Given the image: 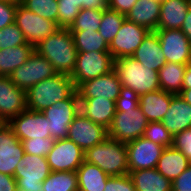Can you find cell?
<instances>
[{
  "mask_svg": "<svg viewBox=\"0 0 191 191\" xmlns=\"http://www.w3.org/2000/svg\"><path fill=\"white\" fill-rule=\"evenodd\" d=\"M191 6V0H164L161 3L157 30L181 29Z\"/></svg>",
  "mask_w": 191,
  "mask_h": 191,
  "instance_id": "cell-24",
  "label": "cell"
},
{
  "mask_svg": "<svg viewBox=\"0 0 191 191\" xmlns=\"http://www.w3.org/2000/svg\"><path fill=\"white\" fill-rule=\"evenodd\" d=\"M149 121L138 108L116 109L113 121L108 128V137L127 143L143 136Z\"/></svg>",
  "mask_w": 191,
  "mask_h": 191,
  "instance_id": "cell-5",
  "label": "cell"
},
{
  "mask_svg": "<svg viewBox=\"0 0 191 191\" xmlns=\"http://www.w3.org/2000/svg\"><path fill=\"white\" fill-rule=\"evenodd\" d=\"M138 0H109V9L127 15Z\"/></svg>",
  "mask_w": 191,
  "mask_h": 191,
  "instance_id": "cell-45",
  "label": "cell"
},
{
  "mask_svg": "<svg viewBox=\"0 0 191 191\" xmlns=\"http://www.w3.org/2000/svg\"><path fill=\"white\" fill-rule=\"evenodd\" d=\"M80 112L92 122L108 129L116 113L115 101L108 98H79Z\"/></svg>",
  "mask_w": 191,
  "mask_h": 191,
  "instance_id": "cell-20",
  "label": "cell"
},
{
  "mask_svg": "<svg viewBox=\"0 0 191 191\" xmlns=\"http://www.w3.org/2000/svg\"><path fill=\"white\" fill-rule=\"evenodd\" d=\"M58 27L70 28L81 9L106 10L109 0H57Z\"/></svg>",
  "mask_w": 191,
  "mask_h": 191,
  "instance_id": "cell-22",
  "label": "cell"
},
{
  "mask_svg": "<svg viewBox=\"0 0 191 191\" xmlns=\"http://www.w3.org/2000/svg\"><path fill=\"white\" fill-rule=\"evenodd\" d=\"M55 139L53 137L47 138H32L21 140L24 152L26 154L37 155L41 157H47L48 153L51 151Z\"/></svg>",
  "mask_w": 191,
  "mask_h": 191,
  "instance_id": "cell-39",
  "label": "cell"
},
{
  "mask_svg": "<svg viewBox=\"0 0 191 191\" xmlns=\"http://www.w3.org/2000/svg\"><path fill=\"white\" fill-rule=\"evenodd\" d=\"M7 124L19 140L50 137L48 119L42 111L25 110L12 117Z\"/></svg>",
  "mask_w": 191,
  "mask_h": 191,
  "instance_id": "cell-14",
  "label": "cell"
},
{
  "mask_svg": "<svg viewBox=\"0 0 191 191\" xmlns=\"http://www.w3.org/2000/svg\"><path fill=\"white\" fill-rule=\"evenodd\" d=\"M34 50L30 43L0 50V76L9 77L29 59Z\"/></svg>",
  "mask_w": 191,
  "mask_h": 191,
  "instance_id": "cell-30",
  "label": "cell"
},
{
  "mask_svg": "<svg viewBox=\"0 0 191 191\" xmlns=\"http://www.w3.org/2000/svg\"><path fill=\"white\" fill-rule=\"evenodd\" d=\"M115 105L116 109L138 108L139 95L132 89L121 86Z\"/></svg>",
  "mask_w": 191,
  "mask_h": 191,
  "instance_id": "cell-41",
  "label": "cell"
},
{
  "mask_svg": "<svg viewBox=\"0 0 191 191\" xmlns=\"http://www.w3.org/2000/svg\"><path fill=\"white\" fill-rule=\"evenodd\" d=\"M75 90L71 77L68 74L58 73L26 91L27 110L43 111L56 102L67 99Z\"/></svg>",
  "mask_w": 191,
  "mask_h": 191,
  "instance_id": "cell-2",
  "label": "cell"
},
{
  "mask_svg": "<svg viewBox=\"0 0 191 191\" xmlns=\"http://www.w3.org/2000/svg\"><path fill=\"white\" fill-rule=\"evenodd\" d=\"M7 1H13V2L20 4L23 0H7Z\"/></svg>",
  "mask_w": 191,
  "mask_h": 191,
  "instance_id": "cell-50",
  "label": "cell"
},
{
  "mask_svg": "<svg viewBox=\"0 0 191 191\" xmlns=\"http://www.w3.org/2000/svg\"><path fill=\"white\" fill-rule=\"evenodd\" d=\"M179 95L191 105V89H182Z\"/></svg>",
  "mask_w": 191,
  "mask_h": 191,
  "instance_id": "cell-49",
  "label": "cell"
},
{
  "mask_svg": "<svg viewBox=\"0 0 191 191\" xmlns=\"http://www.w3.org/2000/svg\"><path fill=\"white\" fill-rule=\"evenodd\" d=\"M125 19V15L115 10L106 9L103 11V16L98 31L108 44H110L114 39Z\"/></svg>",
  "mask_w": 191,
  "mask_h": 191,
  "instance_id": "cell-34",
  "label": "cell"
},
{
  "mask_svg": "<svg viewBox=\"0 0 191 191\" xmlns=\"http://www.w3.org/2000/svg\"><path fill=\"white\" fill-rule=\"evenodd\" d=\"M172 147L181 151L191 162V128L174 135Z\"/></svg>",
  "mask_w": 191,
  "mask_h": 191,
  "instance_id": "cell-42",
  "label": "cell"
},
{
  "mask_svg": "<svg viewBox=\"0 0 191 191\" xmlns=\"http://www.w3.org/2000/svg\"><path fill=\"white\" fill-rule=\"evenodd\" d=\"M121 82L118 75L113 69L107 74L94 78L89 81H84L77 88L79 98H108L116 101L119 96Z\"/></svg>",
  "mask_w": 191,
  "mask_h": 191,
  "instance_id": "cell-19",
  "label": "cell"
},
{
  "mask_svg": "<svg viewBox=\"0 0 191 191\" xmlns=\"http://www.w3.org/2000/svg\"><path fill=\"white\" fill-rule=\"evenodd\" d=\"M33 13L51 20L58 25V2L57 0H23L20 3Z\"/></svg>",
  "mask_w": 191,
  "mask_h": 191,
  "instance_id": "cell-35",
  "label": "cell"
},
{
  "mask_svg": "<svg viewBox=\"0 0 191 191\" xmlns=\"http://www.w3.org/2000/svg\"><path fill=\"white\" fill-rule=\"evenodd\" d=\"M161 122L173 136L191 128V105L180 95H174Z\"/></svg>",
  "mask_w": 191,
  "mask_h": 191,
  "instance_id": "cell-21",
  "label": "cell"
},
{
  "mask_svg": "<svg viewBox=\"0 0 191 191\" xmlns=\"http://www.w3.org/2000/svg\"><path fill=\"white\" fill-rule=\"evenodd\" d=\"M103 16L102 10L81 9L69 28L70 31H98Z\"/></svg>",
  "mask_w": 191,
  "mask_h": 191,
  "instance_id": "cell-36",
  "label": "cell"
},
{
  "mask_svg": "<svg viewBox=\"0 0 191 191\" xmlns=\"http://www.w3.org/2000/svg\"><path fill=\"white\" fill-rule=\"evenodd\" d=\"M0 191H17V182L14 176L0 173Z\"/></svg>",
  "mask_w": 191,
  "mask_h": 191,
  "instance_id": "cell-46",
  "label": "cell"
},
{
  "mask_svg": "<svg viewBox=\"0 0 191 191\" xmlns=\"http://www.w3.org/2000/svg\"><path fill=\"white\" fill-rule=\"evenodd\" d=\"M51 172L46 157L25 153L14 172L17 189L22 191H43V181Z\"/></svg>",
  "mask_w": 191,
  "mask_h": 191,
  "instance_id": "cell-6",
  "label": "cell"
},
{
  "mask_svg": "<svg viewBox=\"0 0 191 191\" xmlns=\"http://www.w3.org/2000/svg\"><path fill=\"white\" fill-rule=\"evenodd\" d=\"M161 3L156 0H138L125 16L127 20L156 31L160 17Z\"/></svg>",
  "mask_w": 191,
  "mask_h": 191,
  "instance_id": "cell-26",
  "label": "cell"
},
{
  "mask_svg": "<svg viewBox=\"0 0 191 191\" xmlns=\"http://www.w3.org/2000/svg\"><path fill=\"white\" fill-rule=\"evenodd\" d=\"M174 94L163 90L149 92L139 96V106L149 122H161Z\"/></svg>",
  "mask_w": 191,
  "mask_h": 191,
  "instance_id": "cell-25",
  "label": "cell"
},
{
  "mask_svg": "<svg viewBox=\"0 0 191 191\" xmlns=\"http://www.w3.org/2000/svg\"><path fill=\"white\" fill-rule=\"evenodd\" d=\"M149 32L147 28L125 19L109 44V52L113 59L131 57Z\"/></svg>",
  "mask_w": 191,
  "mask_h": 191,
  "instance_id": "cell-11",
  "label": "cell"
},
{
  "mask_svg": "<svg viewBox=\"0 0 191 191\" xmlns=\"http://www.w3.org/2000/svg\"><path fill=\"white\" fill-rule=\"evenodd\" d=\"M42 57L46 58L58 73L70 75L77 60L78 51L69 28H59L35 46Z\"/></svg>",
  "mask_w": 191,
  "mask_h": 191,
  "instance_id": "cell-1",
  "label": "cell"
},
{
  "mask_svg": "<svg viewBox=\"0 0 191 191\" xmlns=\"http://www.w3.org/2000/svg\"><path fill=\"white\" fill-rule=\"evenodd\" d=\"M103 191H136L133 180L129 174L122 176H109Z\"/></svg>",
  "mask_w": 191,
  "mask_h": 191,
  "instance_id": "cell-40",
  "label": "cell"
},
{
  "mask_svg": "<svg viewBox=\"0 0 191 191\" xmlns=\"http://www.w3.org/2000/svg\"><path fill=\"white\" fill-rule=\"evenodd\" d=\"M17 5L13 1H0V29L14 23Z\"/></svg>",
  "mask_w": 191,
  "mask_h": 191,
  "instance_id": "cell-43",
  "label": "cell"
},
{
  "mask_svg": "<svg viewBox=\"0 0 191 191\" xmlns=\"http://www.w3.org/2000/svg\"><path fill=\"white\" fill-rule=\"evenodd\" d=\"M142 137L165 148L172 147L173 144V135L167 130L162 122H149Z\"/></svg>",
  "mask_w": 191,
  "mask_h": 191,
  "instance_id": "cell-37",
  "label": "cell"
},
{
  "mask_svg": "<svg viewBox=\"0 0 191 191\" xmlns=\"http://www.w3.org/2000/svg\"><path fill=\"white\" fill-rule=\"evenodd\" d=\"M24 154L23 145L12 128L0 122V173L14 176L15 168Z\"/></svg>",
  "mask_w": 191,
  "mask_h": 191,
  "instance_id": "cell-17",
  "label": "cell"
},
{
  "mask_svg": "<svg viewBox=\"0 0 191 191\" xmlns=\"http://www.w3.org/2000/svg\"><path fill=\"white\" fill-rule=\"evenodd\" d=\"M80 112V102L77 90L67 99L56 102L44 109L42 113L48 119L50 137L55 140L66 139L68 128Z\"/></svg>",
  "mask_w": 191,
  "mask_h": 191,
  "instance_id": "cell-8",
  "label": "cell"
},
{
  "mask_svg": "<svg viewBox=\"0 0 191 191\" xmlns=\"http://www.w3.org/2000/svg\"><path fill=\"white\" fill-rule=\"evenodd\" d=\"M85 152L69 139L55 140L47 155L51 171H76L84 162Z\"/></svg>",
  "mask_w": 191,
  "mask_h": 191,
  "instance_id": "cell-13",
  "label": "cell"
},
{
  "mask_svg": "<svg viewBox=\"0 0 191 191\" xmlns=\"http://www.w3.org/2000/svg\"><path fill=\"white\" fill-rule=\"evenodd\" d=\"M155 32L159 37L166 62L185 65L191 63V41L181 29H163Z\"/></svg>",
  "mask_w": 191,
  "mask_h": 191,
  "instance_id": "cell-16",
  "label": "cell"
},
{
  "mask_svg": "<svg viewBox=\"0 0 191 191\" xmlns=\"http://www.w3.org/2000/svg\"><path fill=\"white\" fill-rule=\"evenodd\" d=\"M56 74L58 72L52 64L34 50L29 59L16 68L9 77L18 88L27 91L40 81L54 77Z\"/></svg>",
  "mask_w": 191,
  "mask_h": 191,
  "instance_id": "cell-9",
  "label": "cell"
},
{
  "mask_svg": "<svg viewBox=\"0 0 191 191\" xmlns=\"http://www.w3.org/2000/svg\"><path fill=\"white\" fill-rule=\"evenodd\" d=\"M78 52H109V44L99 31H71Z\"/></svg>",
  "mask_w": 191,
  "mask_h": 191,
  "instance_id": "cell-32",
  "label": "cell"
},
{
  "mask_svg": "<svg viewBox=\"0 0 191 191\" xmlns=\"http://www.w3.org/2000/svg\"><path fill=\"white\" fill-rule=\"evenodd\" d=\"M108 137V129L92 122L79 112L68 128L67 139L74 141L84 152L103 142Z\"/></svg>",
  "mask_w": 191,
  "mask_h": 191,
  "instance_id": "cell-12",
  "label": "cell"
},
{
  "mask_svg": "<svg viewBox=\"0 0 191 191\" xmlns=\"http://www.w3.org/2000/svg\"><path fill=\"white\" fill-rule=\"evenodd\" d=\"M136 191H172V181L156 168L129 171Z\"/></svg>",
  "mask_w": 191,
  "mask_h": 191,
  "instance_id": "cell-27",
  "label": "cell"
},
{
  "mask_svg": "<svg viewBox=\"0 0 191 191\" xmlns=\"http://www.w3.org/2000/svg\"><path fill=\"white\" fill-rule=\"evenodd\" d=\"M187 65L166 62L158 71L160 89L167 93L179 95L183 89V77Z\"/></svg>",
  "mask_w": 191,
  "mask_h": 191,
  "instance_id": "cell-31",
  "label": "cell"
},
{
  "mask_svg": "<svg viewBox=\"0 0 191 191\" xmlns=\"http://www.w3.org/2000/svg\"><path fill=\"white\" fill-rule=\"evenodd\" d=\"M43 191H78L76 171H52L43 181Z\"/></svg>",
  "mask_w": 191,
  "mask_h": 191,
  "instance_id": "cell-33",
  "label": "cell"
},
{
  "mask_svg": "<svg viewBox=\"0 0 191 191\" xmlns=\"http://www.w3.org/2000/svg\"><path fill=\"white\" fill-rule=\"evenodd\" d=\"M129 171L156 168L165 147L144 137L126 143Z\"/></svg>",
  "mask_w": 191,
  "mask_h": 191,
  "instance_id": "cell-15",
  "label": "cell"
},
{
  "mask_svg": "<svg viewBox=\"0 0 191 191\" xmlns=\"http://www.w3.org/2000/svg\"><path fill=\"white\" fill-rule=\"evenodd\" d=\"M172 191H191V164L172 181Z\"/></svg>",
  "mask_w": 191,
  "mask_h": 191,
  "instance_id": "cell-44",
  "label": "cell"
},
{
  "mask_svg": "<svg viewBox=\"0 0 191 191\" xmlns=\"http://www.w3.org/2000/svg\"><path fill=\"white\" fill-rule=\"evenodd\" d=\"M191 164L189 159L179 150L167 147L158 160L156 169L169 180L173 181Z\"/></svg>",
  "mask_w": 191,
  "mask_h": 191,
  "instance_id": "cell-28",
  "label": "cell"
},
{
  "mask_svg": "<svg viewBox=\"0 0 191 191\" xmlns=\"http://www.w3.org/2000/svg\"><path fill=\"white\" fill-rule=\"evenodd\" d=\"M78 191H103L109 175L98 166L84 161L76 170Z\"/></svg>",
  "mask_w": 191,
  "mask_h": 191,
  "instance_id": "cell-29",
  "label": "cell"
},
{
  "mask_svg": "<svg viewBox=\"0 0 191 191\" xmlns=\"http://www.w3.org/2000/svg\"><path fill=\"white\" fill-rule=\"evenodd\" d=\"M84 161L98 166L109 176L129 174L126 143L109 137L87 149Z\"/></svg>",
  "mask_w": 191,
  "mask_h": 191,
  "instance_id": "cell-3",
  "label": "cell"
},
{
  "mask_svg": "<svg viewBox=\"0 0 191 191\" xmlns=\"http://www.w3.org/2000/svg\"><path fill=\"white\" fill-rule=\"evenodd\" d=\"M183 89H191V63L187 64V67L184 73Z\"/></svg>",
  "mask_w": 191,
  "mask_h": 191,
  "instance_id": "cell-48",
  "label": "cell"
},
{
  "mask_svg": "<svg viewBox=\"0 0 191 191\" xmlns=\"http://www.w3.org/2000/svg\"><path fill=\"white\" fill-rule=\"evenodd\" d=\"M26 44L23 32L15 23L0 29V50Z\"/></svg>",
  "mask_w": 191,
  "mask_h": 191,
  "instance_id": "cell-38",
  "label": "cell"
},
{
  "mask_svg": "<svg viewBox=\"0 0 191 191\" xmlns=\"http://www.w3.org/2000/svg\"><path fill=\"white\" fill-rule=\"evenodd\" d=\"M144 67L159 71L166 63L159 37L155 31H150L143 42L131 56Z\"/></svg>",
  "mask_w": 191,
  "mask_h": 191,
  "instance_id": "cell-23",
  "label": "cell"
},
{
  "mask_svg": "<svg viewBox=\"0 0 191 191\" xmlns=\"http://www.w3.org/2000/svg\"><path fill=\"white\" fill-rule=\"evenodd\" d=\"M114 69V59L110 52H78L74 69L69 75L77 88L84 81H89Z\"/></svg>",
  "mask_w": 191,
  "mask_h": 191,
  "instance_id": "cell-7",
  "label": "cell"
},
{
  "mask_svg": "<svg viewBox=\"0 0 191 191\" xmlns=\"http://www.w3.org/2000/svg\"><path fill=\"white\" fill-rule=\"evenodd\" d=\"M26 109V91L18 88L10 77L0 76V122L7 123Z\"/></svg>",
  "mask_w": 191,
  "mask_h": 191,
  "instance_id": "cell-18",
  "label": "cell"
},
{
  "mask_svg": "<svg viewBox=\"0 0 191 191\" xmlns=\"http://www.w3.org/2000/svg\"><path fill=\"white\" fill-rule=\"evenodd\" d=\"M14 23L23 32L26 41L34 47L59 29L57 23L40 17L21 4L17 5Z\"/></svg>",
  "mask_w": 191,
  "mask_h": 191,
  "instance_id": "cell-10",
  "label": "cell"
},
{
  "mask_svg": "<svg viewBox=\"0 0 191 191\" xmlns=\"http://www.w3.org/2000/svg\"><path fill=\"white\" fill-rule=\"evenodd\" d=\"M182 32L191 41V6L181 27Z\"/></svg>",
  "mask_w": 191,
  "mask_h": 191,
  "instance_id": "cell-47",
  "label": "cell"
},
{
  "mask_svg": "<svg viewBox=\"0 0 191 191\" xmlns=\"http://www.w3.org/2000/svg\"><path fill=\"white\" fill-rule=\"evenodd\" d=\"M114 70L121 86L132 89L139 96L160 90L158 71L144 67L133 57L115 59Z\"/></svg>",
  "mask_w": 191,
  "mask_h": 191,
  "instance_id": "cell-4",
  "label": "cell"
}]
</instances>
